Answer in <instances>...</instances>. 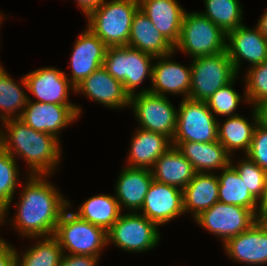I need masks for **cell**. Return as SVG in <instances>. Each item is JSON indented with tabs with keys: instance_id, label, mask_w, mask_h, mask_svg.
Instances as JSON below:
<instances>
[{
	"instance_id": "obj_1",
	"label": "cell",
	"mask_w": 267,
	"mask_h": 266,
	"mask_svg": "<svg viewBox=\"0 0 267 266\" xmlns=\"http://www.w3.org/2000/svg\"><path fill=\"white\" fill-rule=\"evenodd\" d=\"M28 176L19 203H16L18 211L14 223H10L24 237L53 236L63 212L71 207V203L45 180L49 175Z\"/></svg>"
},
{
	"instance_id": "obj_2",
	"label": "cell",
	"mask_w": 267,
	"mask_h": 266,
	"mask_svg": "<svg viewBox=\"0 0 267 266\" xmlns=\"http://www.w3.org/2000/svg\"><path fill=\"white\" fill-rule=\"evenodd\" d=\"M2 123L6 129L0 130V146L14 158L16 154L24 158L31 170L29 175H51L61 159L59 139L32 129L19 118Z\"/></svg>"
},
{
	"instance_id": "obj_3",
	"label": "cell",
	"mask_w": 267,
	"mask_h": 266,
	"mask_svg": "<svg viewBox=\"0 0 267 266\" xmlns=\"http://www.w3.org/2000/svg\"><path fill=\"white\" fill-rule=\"evenodd\" d=\"M138 9V0H104L86 16L87 27L107 47L127 46L133 17Z\"/></svg>"
},
{
	"instance_id": "obj_4",
	"label": "cell",
	"mask_w": 267,
	"mask_h": 266,
	"mask_svg": "<svg viewBox=\"0 0 267 266\" xmlns=\"http://www.w3.org/2000/svg\"><path fill=\"white\" fill-rule=\"evenodd\" d=\"M63 253L72 255L100 256L108 245L107 231L79 218L74 212L64 211L53 235Z\"/></svg>"
},
{
	"instance_id": "obj_5",
	"label": "cell",
	"mask_w": 267,
	"mask_h": 266,
	"mask_svg": "<svg viewBox=\"0 0 267 266\" xmlns=\"http://www.w3.org/2000/svg\"><path fill=\"white\" fill-rule=\"evenodd\" d=\"M174 50L185 52L192 58L219 54L226 51V34L201 12H185Z\"/></svg>"
},
{
	"instance_id": "obj_6",
	"label": "cell",
	"mask_w": 267,
	"mask_h": 266,
	"mask_svg": "<svg viewBox=\"0 0 267 266\" xmlns=\"http://www.w3.org/2000/svg\"><path fill=\"white\" fill-rule=\"evenodd\" d=\"M156 57L129 46L107 47L103 67L123 84L131 97L146 76L152 80L151 61Z\"/></svg>"
},
{
	"instance_id": "obj_7",
	"label": "cell",
	"mask_w": 267,
	"mask_h": 266,
	"mask_svg": "<svg viewBox=\"0 0 267 266\" xmlns=\"http://www.w3.org/2000/svg\"><path fill=\"white\" fill-rule=\"evenodd\" d=\"M189 99L207 101L237 75L226 51L192 59Z\"/></svg>"
},
{
	"instance_id": "obj_8",
	"label": "cell",
	"mask_w": 267,
	"mask_h": 266,
	"mask_svg": "<svg viewBox=\"0 0 267 266\" xmlns=\"http://www.w3.org/2000/svg\"><path fill=\"white\" fill-rule=\"evenodd\" d=\"M214 115L206 101L183 97L177 110L176 130L171 142L218 141V119Z\"/></svg>"
},
{
	"instance_id": "obj_9",
	"label": "cell",
	"mask_w": 267,
	"mask_h": 266,
	"mask_svg": "<svg viewBox=\"0 0 267 266\" xmlns=\"http://www.w3.org/2000/svg\"><path fill=\"white\" fill-rule=\"evenodd\" d=\"M107 237L108 244L112 242L126 252L141 253L158 245L160 233L154 222L140 213L133 212L121 213L107 231Z\"/></svg>"
},
{
	"instance_id": "obj_10",
	"label": "cell",
	"mask_w": 267,
	"mask_h": 266,
	"mask_svg": "<svg viewBox=\"0 0 267 266\" xmlns=\"http://www.w3.org/2000/svg\"><path fill=\"white\" fill-rule=\"evenodd\" d=\"M140 128L160 133L171 141L175 134L177 111L166 96L151 92L136 93L130 97Z\"/></svg>"
},
{
	"instance_id": "obj_11",
	"label": "cell",
	"mask_w": 267,
	"mask_h": 266,
	"mask_svg": "<svg viewBox=\"0 0 267 266\" xmlns=\"http://www.w3.org/2000/svg\"><path fill=\"white\" fill-rule=\"evenodd\" d=\"M194 219L198 225L219 236L224 244L228 239L249 229L256 222V213L244 207L217 201Z\"/></svg>"
},
{
	"instance_id": "obj_12",
	"label": "cell",
	"mask_w": 267,
	"mask_h": 266,
	"mask_svg": "<svg viewBox=\"0 0 267 266\" xmlns=\"http://www.w3.org/2000/svg\"><path fill=\"white\" fill-rule=\"evenodd\" d=\"M67 76L56 67H42L24 75L21 84L37 98L36 102L74 105L69 102L68 95L76 88Z\"/></svg>"
},
{
	"instance_id": "obj_13",
	"label": "cell",
	"mask_w": 267,
	"mask_h": 266,
	"mask_svg": "<svg viewBox=\"0 0 267 266\" xmlns=\"http://www.w3.org/2000/svg\"><path fill=\"white\" fill-rule=\"evenodd\" d=\"M80 114L81 108L76 105L47 104L29 99L19 119L36 131L59 139L58 133Z\"/></svg>"
},
{
	"instance_id": "obj_14",
	"label": "cell",
	"mask_w": 267,
	"mask_h": 266,
	"mask_svg": "<svg viewBox=\"0 0 267 266\" xmlns=\"http://www.w3.org/2000/svg\"><path fill=\"white\" fill-rule=\"evenodd\" d=\"M140 210L157 226L164 225L184 214L183 190L153 180Z\"/></svg>"
},
{
	"instance_id": "obj_15",
	"label": "cell",
	"mask_w": 267,
	"mask_h": 266,
	"mask_svg": "<svg viewBox=\"0 0 267 266\" xmlns=\"http://www.w3.org/2000/svg\"><path fill=\"white\" fill-rule=\"evenodd\" d=\"M254 28L241 25L226 34V52L237 75L242 59L251 63V67L267 61V39Z\"/></svg>"
},
{
	"instance_id": "obj_16",
	"label": "cell",
	"mask_w": 267,
	"mask_h": 266,
	"mask_svg": "<svg viewBox=\"0 0 267 266\" xmlns=\"http://www.w3.org/2000/svg\"><path fill=\"white\" fill-rule=\"evenodd\" d=\"M107 46L88 27L76 39L70 64L69 81L76 87L94 71L103 66Z\"/></svg>"
},
{
	"instance_id": "obj_17",
	"label": "cell",
	"mask_w": 267,
	"mask_h": 266,
	"mask_svg": "<svg viewBox=\"0 0 267 266\" xmlns=\"http://www.w3.org/2000/svg\"><path fill=\"white\" fill-rule=\"evenodd\" d=\"M174 53L156 57L159 61L152 67V86L142 89V92H151L161 96L165 93L183 94L189 98L191 86V66H182L173 60H168Z\"/></svg>"
},
{
	"instance_id": "obj_18",
	"label": "cell",
	"mask_w": 267,
	"mask_h": 266,
	"mask_svg": "<svg viewBox=\"0 0 267 266\" xmlns=\"http://www.w3.org/2000/svg\"><path fill=\"white\" fill-rule=\"evenodd\" d=\"M75 92L85 94L88 98L111 109L128 107L130 96L125 92L123 84L112 77L102 66L85 78Z\"/></svg>"
},
{
	"instance_id": "obj_19",
	"label": "cell",
	"mask_w": 267,
	"mask_h": 266,
	"mask_svg": "<svg viewBox=\"0 0 267 266\" xmlns=\"http://www.w3.org/2000/svg\"><path fill=\"white\" fill-rule=\"evenodd\" d=\"M139 9L158 31L175 46L181 35L185 10L177 0H138Z\"/></svg>"
},
{
	"instance_id": "obj_20",
	"label": "cell",
	"mask_w": 267,
	"mask_h": 266,
	"mask_svg": "<svg viewBox=\"0 0 267 266\" xmlns=\"http://www.w3.org/2000/svg\"><path fill=\"white\" fill-rule=\"evenodd\" d=\"M223 246L232 260L250 265L267 264V234L257 222L228 239Z\"/></svg>"
},
{
	"instance_id": "obj_21",
	"label": "cell",
	"mask_w": 267,
	"mask_h": 266,
	"mask_svg": "<svg viewBox=\"0 0 267 266\" xmlns=\"http://www.w3.org/2000/svg\"><path fill=\"white\" fill-rule=\"evenodd\" d=\"M152 181L151 169L125 167L119 173L115 187V198L120 209L123 205L132 213L139 212Z\"/></svg>"
},
{
	"instance_id": "obj_22",
	"label": "cell",
	"mask_w": 267,
	"mask_h": 266,
	"mask_svg": "<svg viewBox=\"0 0 267 266\" xmlns=\"http://www.w3.org/2000/svg\"><path fill=\"white\" fill-rule=\"evenodd\" d=\"M172 146L183 154L196 172L213 173L231 164V156L219 141L210 143L172 142Z\"/></svg>"
},
{
	"instance_id": "obj_23",
	"label": "cell",
	"mask_w": 267,
	"mask_h": 266,
	"mask_svg": "<svg viewBox=\"0 0 267 266\" xmlns=\"http://www.w3.org/2000/svg\"><path fill=\"white\" fill-rule=\"evenodd\" d=\"M127 46L154 57L175 52L174 46L158 31L140 9L136 11L133 17Z\"/></svg>"
},
{
	"instance_id": "obj_24",
	"label": "cell",
	"mask_w": 267,
	"mask_h": 266,
	"mask_svg": "<svg viewBox=\"0 0 267 266\" xmlns=\"http://www.w3.org/2000/svg\"><path fill=\"white\" fill-rule=\"evenodd\" d=\"M219 201L218 175L196 172L193 179L183 189L184 213L189 211L197 217Z\"/></svg>"
},
{
	"instance_id": "obj_25",
	"label": "cell",
	"mask_w": 267,
	"mask_h": 266,
	"mask_svg": "<svg viewBox=\"0 0 267 266\" xmlns=\"http://www.w3.org/2000/svg\"><path fill=\"white\" fill-rule=\"evenodd\" d=\"M131 140L128 167L151 169L156 160L172 147L171 140L160 133L137 129Z\"/></svg>"
},
{
	"instance_id": "obj_26",
	"label": "cell",
	"mask_w": 267,
	"mask_h": 266,
	"mask_svg": "<svg viewBox=\"0 0 267 266\" xmlns=\"http://www.w3.org/2000/svg\"><path fill=\"white\" fill-rule=\"evenodd\" d=\"M153 180L181 190L193 179L196 171L183 154L172 146L151 168Z\"/></svg>"
},
{
	"instance_id": "obj_27",
	"label": "cell",
	"mask_w": 267,
	"mask_h": 266,
	"mask_svg": "<svg viewBox=\"0 0 267 266\" xmlns=\"http://www.w3.org/2000/svg\"><path fill=\"white\" fill-rule=\"evenodd\" d=\"M252 115L253 123H249L248 119L241 115L227 117L222 126L218 123V141L230 155H233L232 151L235 150H243L245 154L248 152L255 126L258 123L255 108Z\"/></svg>"
},
{
	"instance_id": "obj_28",
	"label": "cell",
	"mask_w": 267,
	"mask_h": 266,
	"mask_svg": "<svg viewBox=\"0 0 267 266\" xmlns=\"http://www.w3.org/2000/svg\"><path fill=\"white\" fill-rule=\"evenodd\" d=\"M75 214L79 218L108 231L118 220L121 209L115 197L100 194L83 202Z\"/></svg>"
},
{
	"instance_id": "obj_29",
	"label": "cell",
	"mask_w": 267,
	"mask_h": 266,
	"mask_svg": "<svg viewBox=\"0 0 267 266\" xmlns=\"http://www.w3.org/2000/svg\"><path fill=\"white\" fill-rule=\"evenodd\" d=\"M218 179L220 202L244 207L257 213L258 201L250 194L246 184L231 165L222 169Z\"/></svg>"
},
{
	"instance_id": "obj_30",
	"label": "cell",
	"mask_w": 267,
	"mask_h": 266,
	"mask_svg": "<svg viewBox=\"0 0 267 266\" xmlns=\"http://www.w3.org/2000/svg\"><path fill=\"white\" fill-rule=\"evenodd\" d=\"M21 88L0 64V112L2 111L0 119L2 122L8 119L19 118L28 104L30 98L25 94L24 88Z\"/></svg>"
},
{
	"instance_id": "obj_31",
	"label": "cell",
	"mask_w": 267,
	"mask_h": 266,
	"mask_svg": "<svg viewBox=\"0 0 267 266\" xmlns=\"http://www.w3.org/2000/svg\"><path fill=\"white\" fill-rule=\"evenodd\" d=\"M21 256L16 251V266H59L63 250L54 236L42 237Z\"/></svg>"
},
{
	"instance_id": "obj_32",
	"label": "cell",
	"mask_w": 267,
	"mask_h": 266,
	"mask_svg": "<svg viewBox=\"0 0 267 266\" xmlns=\"http://www.w3.org/2000/svg\"><path fill=\"white\" fill-rule=\"evenodd\" d=\"M206 11L201 12L225 34L243 25L239 0H204Z\"/></svg>"
},
{
	"instance_id": "obj_33",
	"label": "cell",
	"mask_w": 267,
	"mask_h": 266,
	"mask_svg": "<svg viewBox=\"0 0 267 266\" xmlns=\"http://www.w3.org/2000/svg\"><path fill=\"white\" fill-rule=\"evenodd\" d=\"M19 170L16 159L0 146V212L2 224L18 186Z\"/></svg>"
},
{
	"instance_id": "obj_34",
	"label": "cell",
	"mask_w": 267,
	"mask_h": 266,
	"mask_svg": "<svg viewBox=\"0 0 267 266\" xmlns=\"http://www.w3.org/2000/svg\"><path fill=\"white\" fill-rule=\"evenodd\" d=\"M246 159H242L236 166L231 161L230 165L244 181L250 194L259 202L264 193L266 171L250 158L247 157Z\"/></svg>"
},
{
	"instance_id": "obj_35",
	"label": "cell",
	"mask_w": 267,
	"mask_h": 266,
	"mask_svg": "<svg viewBox=\"0 0 267 266\" xmlns=\"http://www.w3.org/2000/svg\"><path fill=\"white\" fill-rule=\"evenodd\" d=\"M245 76V102L254 107L257 103L267 99V61L252 66Z\"/></svg>"
},
{
	"instance_id": "obj_36",
	"label": "cell",
	"mask_w": 267,
	"mask_h": 266,
	"mask_svg": "<svg viewBox=\"0 0 267 266\" xmlns=\"http://www.w3.org/2000/svg\"><path fill=\"white\" fill-rule=\"evenodd\" d=\"M235 77L230 83L224 87L219 88L207 101L208 108L215 114L223 116H236L239 114H234L241 101V96L232 89Z\"/></svg>"
},
{
	"instance_id": "obj_37",
	"label": "cell",
	"mask_w": 267,
	"mask_h": 266,
	"mask_svg": "<svg viewBox=\"0 0 267 266\" xmlns=\"http://www.w3.org/2000/svg\"><path fill=\"white\" fill-rule=\"evenodd\" d=\"M245 157L250 158L263 170L267 171V127L257 123L252 142Z\"/></svg>"
},
{
	"instance_id": "obj_38",
	"label": "cell",
	"mask_w": 267,
	"mask_h": 266,
	"mask_svg": "<svg viewBox=\"0 0 267 266\" xmlns=\"http://www.w3.org/2000/svg\"><path fill=\"white\" fill-rule=\"evenodd\" d=\"M99 257L90 255L63 254L59 266H96Z\"/></svg>"
},
{
	"instance_id": "obj_39",
	"label": "cell",
	"mask_w": 267,
	"mask_h": 266,
	"mask_svg": "<svg viewBox=\"0 0 267 266\" xmlns=\"http://www.w3.org/2000/svg\"><path fill=\"white\" fill-rule=\"evenodd\" d=\"M0 266H16V250L2 238L0 239Z\"/></svg>"
},
{
	"instance_id": "obj_40",
	"label": "cell",
	"mask_w": 267,
	"mask_h": 266,
	"mask_svg": "<svg viewBox=\"0 0 267 266\" xmlns=\"http://www.w3.org/2000/svg\"><path fill=\"white\" fill-rule=\"evenodd\" d=\"M253 108L256 110L258 123L267 127V99L257 103Z\"/></svg>"
},
{
	"instance_id": "obj_41",
	"label": "cell",
	"mask_w": 267,
	"mask_h": 266,
	"mask_svg": "<svg viewBox=\"0 0 267 266\" xmlns=\"http://www.w3.org/2000/svg\"><path fill=\"white\" fill-rule=\"evenodd\" d=\"M78 6L81 8L84 15H88L91 11L96 9L104 0H76Z\"/></svg>"
},
{
	"instance_id": "obj_42",
	"label": "cell",
	"mask_w": 267,
	"mask_h": 266,
	"mask_svg": "<svg viewBox=\"0 0 267 266\" xmlns=\"http://www.w3.org/2000/svg\"><path fill=\"white\" fill-rule=\"evenodd\" d=\"M256 222L267 234V209H259L257 211Z\"/></svg>"
},
{
	"instance_id": "obj_43",
	"label": "cell",
	"mask_w": 267,
	"mask_h": 266,
	"mask_svg": "<svg viewBox=\"0 0 267 266\" xmlns=\"http://www.w3.org/2000/svg\"><path fill=\"white\" fill-rule=\"evenodd\" d=\"M256 27L260 33L267 39V10H265L262 17L259 19Z\"/></svg>"
},
{
	"instance_id": "obj_44",
	"label": "cell",
	"mask_w": 267,
	"mask_h": 266,
	"mask_svg": "<svg viewBox=\"0 0 267 266\" xmlns=\"http://www.w3.org/2000/svg\"><path fill=\"white\" fill-rule=\"evenodd\" d=\"M258 203H259V209H267V171H266L264 193L262 199Z\"/></svg>"
},
{
	"instance_id": "obj_45",
	"label": "cell",
	"mask_w": 267,
	"mask_h": 266,
	"mask_svg": "<svg viewBox=\"0 0 267 266\" xmlns=\"http://www.w3.org/2000/svg\"><path fill=\"white\" fill-rule=\"evenodd\" d=\"M0 223H2V213L0 212ZM1 239V237H0Z\"/></svg>"
},
{
	"instance_id": "obj_46",
	"label": "cell",
	"mask_w": 267,
	"mask_h": 266,
	"mask_svg": "<svg viewBox=\"0 0 267 266\" xmlns=\"http://www.w3.org/2000/svg\"><path fill=\"white\" fill-rule=\"evenodd\" d=\"M2 16H3V15L0 13V23L2 22V19H3ZM0 26H1V25H0Z\"/></svg>"
}]
</instances>
